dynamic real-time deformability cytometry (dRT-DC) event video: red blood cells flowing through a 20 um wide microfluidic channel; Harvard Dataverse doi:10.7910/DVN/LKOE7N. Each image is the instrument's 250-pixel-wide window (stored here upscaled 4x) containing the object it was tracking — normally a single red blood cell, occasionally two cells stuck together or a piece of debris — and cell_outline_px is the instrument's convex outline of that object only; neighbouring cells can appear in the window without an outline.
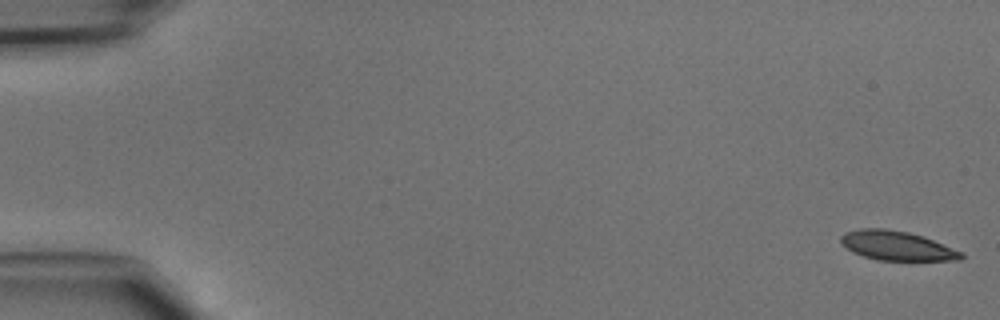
{"species": "common noctule bat (a hibernating species)", "species_latin": "Nyctalus noctula", "temperature_condition": "cold", "stored_images_in_passage": 47, "camera_frame_rate_fps": 3000, "um_per_image_px": 0.085, "animal": {"sex": "male", "body_mass_g": 15.6}, "frame": {"image": 1, "passage_image": 1, "time_ms": 0.0, "image_size_px": [1000, 320], "cell_outline_px": [[964, 256], [960, 260], [876, 260], [852, 252], [840, 244], [840, 236], [844, 232], [860, 228], [884, 228], [908, 232], [932, 240], [964, 252]], "centroid_in_image_um": [76.18, 20.88], "position_along_channel_um": 8.8, "area_um2": 20.58}}
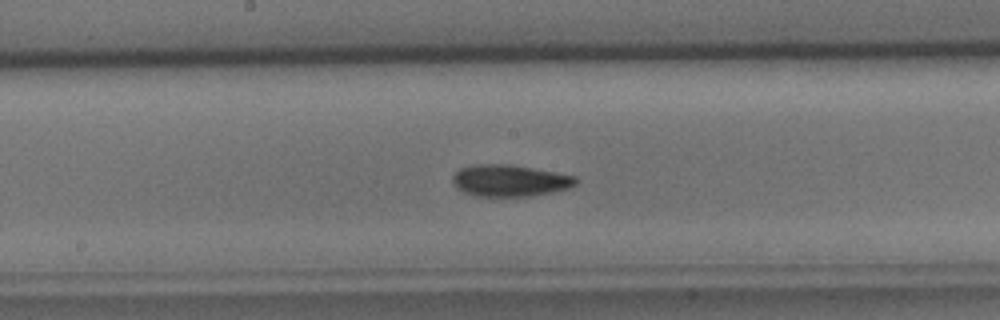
{"frame": {"image": 2, "passage_image": 25, "time_ms": 8.0, "image_size_px": [1000, 320], "cell_outline_px": [[580, 180], [576, 184], [568, 188], [552, 192], [528, 196], [476, 196], [464, 192], [456, 188], [452, 184], [452, 176], [460, 168], [476, 164], [512, 164], [576, 176]], "centroid_in_image_um": [43.32, 15.34], "position_along_channel_um": 204.9, "area_um2": 22.89}}
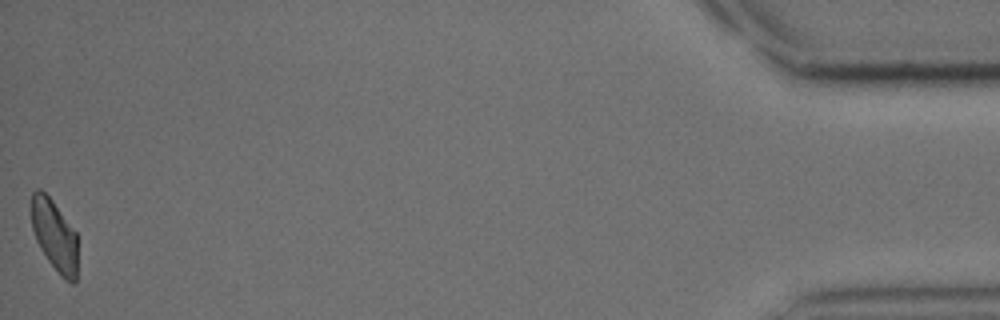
{"frame": {"image": 3, "passage_image": 47, "time_ms": 15.333, "image_size_px": [1000, 320], "cell_outline_px": [[76, 280], [72, 284], [60, 276], [48, 260], [40, 248], [36, 240], [32, 228], [28, 204], [32, 192], [36, 188], [40, 188], [52, 200], [76, 232]], "centroid_in_image_um": [4.57, 19.94], "position_along_channel_um": 430.6, "area_um2": 19.48}}